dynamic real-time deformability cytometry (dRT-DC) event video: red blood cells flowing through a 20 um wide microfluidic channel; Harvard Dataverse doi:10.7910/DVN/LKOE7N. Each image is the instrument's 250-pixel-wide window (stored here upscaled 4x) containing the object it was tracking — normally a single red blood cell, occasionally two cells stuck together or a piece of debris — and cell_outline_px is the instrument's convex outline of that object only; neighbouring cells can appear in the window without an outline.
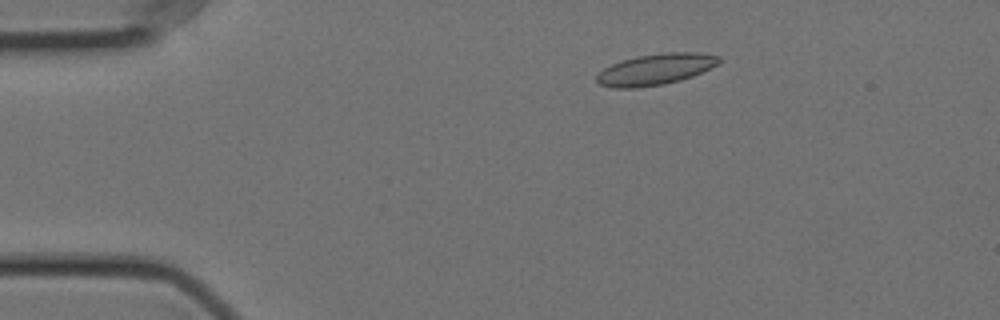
{"species": "Egyptian fruit bat (a non-hibernating species)", "species_latin": "Rousettus aegyptiacus", "temperature_condition": "cold", "stored_images_in_passage": 53, "camera_frame_rate_fps": 3000, "um_per_image_px": 0.085, "animal": {"sex": "female"}, "frame": {"image": 1, "passage_image": 6, "time_ms": 1.667, "image_size_px": [1000, 320], "cell_outline_px": [[720, 60], [716, 64], [692, 76], [680, 80], [664, 84], [636, 88], [612, 88], [596, 84], [596, 76], [604, 68], [612, 64], [636, 56], [668, 52], [700, 52], [720, 56]], "centroid_in_image_um": [55.68, 5.9], "position_along_channel_um": 29.3, "area_um2": 22.08}}
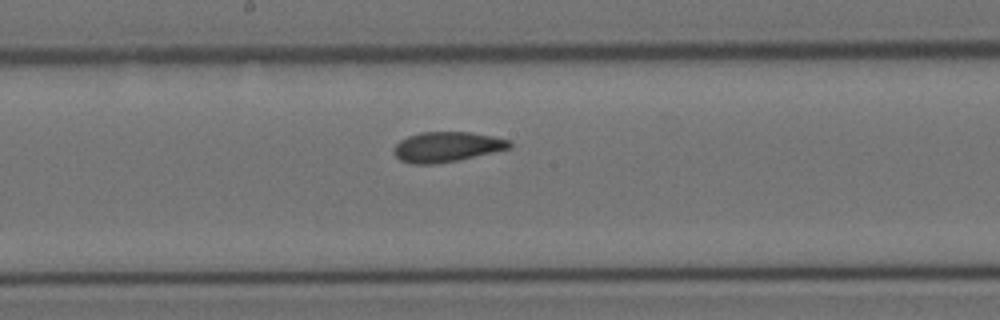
{"frame": {"image": 2, "passage_image": 26, "time_ms": 8.333, "image_size_px": [1000, 320], "cell_outline_px": [[512, 148], [460, 160], [436, 164], [412, 164], [400, 160], [392, 152], [392, 148], [400, 140], [408, 136], [420, 132], [472, 132], [512, 140]], "centroid_in_image_um": [37.99, 12.49], "position_along_channel_um": 210.2, "area_um2": 20.63}}
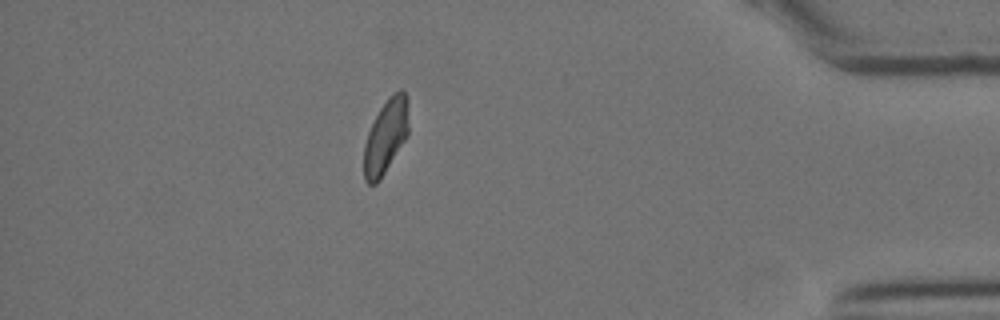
{"frame": {"image": 3, "passage_image": 46, "time_ms": 15.0, "image_size_px": [1000, 320], "cell_outline_px": [[408, 136], [380, 180], [376, 184], [368, 184], [364, 180], [364, 144], [368, 132], [380, 108], [388, 96], [392, 92], [400, 88], [404, 92], [408, 100]], "centroid_in_image_um": [32.8, 11.58], "position_along_channel_um": 402.4, "area_um2": 19.54}, "authors_computed_cell_mechanics": {"area_um2": 20.6346, "velocity_mm_per_s": 3.5311, "shape_relaxation_time_tau1_ms": null, "shape_relaxation_time_tau2_ms": 1.9586, "deformation_change_tau1": null, "deformation_change_tau2": 0.0646}}